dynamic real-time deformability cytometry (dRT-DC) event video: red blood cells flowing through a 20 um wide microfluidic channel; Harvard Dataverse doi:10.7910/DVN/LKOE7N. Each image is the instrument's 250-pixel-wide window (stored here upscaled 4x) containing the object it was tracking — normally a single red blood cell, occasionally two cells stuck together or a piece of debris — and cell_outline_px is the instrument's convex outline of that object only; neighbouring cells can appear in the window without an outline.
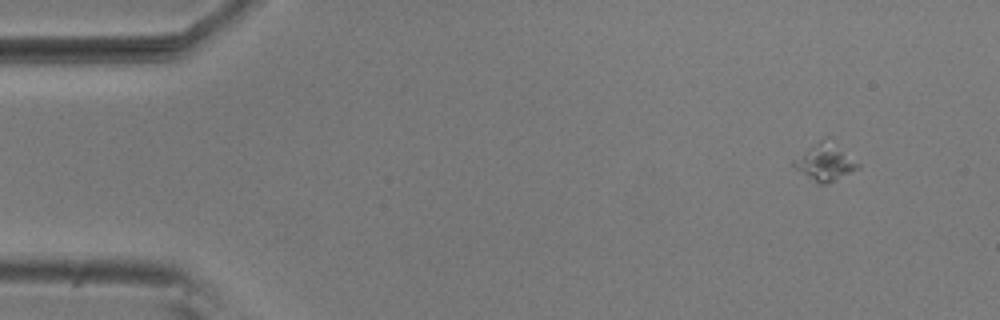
{"species": "common noctule bat (a hibernating species)", "species_latin": "Nyctalus noctula", "temperature_condition": "room temperature", "stored_images_in_passage": 5, "camera_frame_rate_fps": 3000, "um_per_image_px": 0.085, "animal": {"sex": "male", "body_mass_g": 20.5, "forearm_length_mm": 52.5}, "frame": {"image": 1, "passage_image": 1, "time_ms": 0.0, "image_size_px": [1000, 320], "cell_outline_px": [[860, 168], [824, 184], [816, 184], [796, 168], [792, 164], [792, 160], [824, 136], [828, 136], [860, 164]], "centroid_in_image_um": [70.13, 13.75], "position_along_channel_um": 14.9, "area_um2": 13.81}}
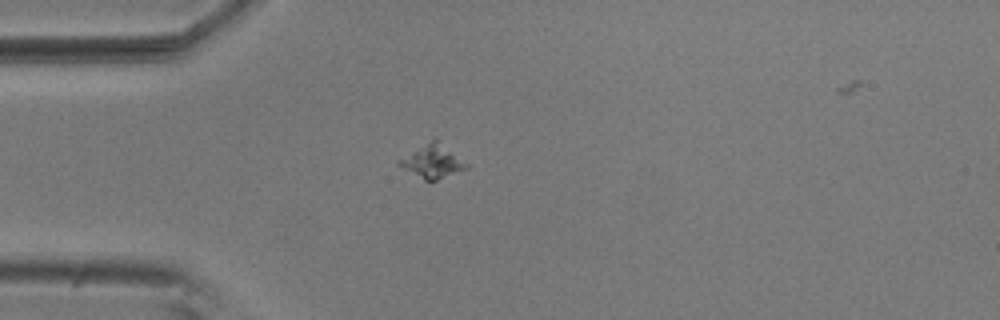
{"frame": {"image": 2, "passage_image": 4, "time_ms": 1.0, "image_size_px": [1000, 320], "cell_outline_px": [[468, 168], [436, 180], [424, 180], [396, 164], [396, 160], [436, 136], [468, 164]], "centroid_in_image_um": [36.75, 13.67], "position_along_channel_um": 48.3, "area_um2": 13.18}}